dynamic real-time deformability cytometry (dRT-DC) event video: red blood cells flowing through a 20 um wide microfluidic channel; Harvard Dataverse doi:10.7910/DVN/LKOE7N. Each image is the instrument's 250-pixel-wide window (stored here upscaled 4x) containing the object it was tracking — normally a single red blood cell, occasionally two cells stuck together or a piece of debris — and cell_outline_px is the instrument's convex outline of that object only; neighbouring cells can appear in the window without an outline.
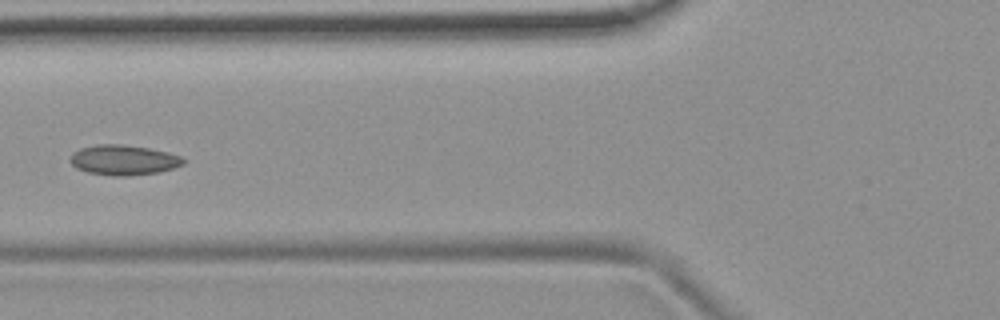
{"species": "common noctule bat (a hibernating species)", "species_latin": "Nyctalus noctula", "temperature_condition": "room temperature", "stored_images_in_passage": 9, "camera_frame_rate_fps": 3000, "um_per_image_px": 0.085, "animal": {"sex": "female", "body_mass_g": 19.9}, "frame": {"image": 1, "passage_image": 6, "time_ms": 6.0, "image_size_px": [1000, 320], "cell_outline_px": [[184, 164], [160, 172], [128, 176], [112, 176], [88, 172], [76, 168], [68, 160], [72, 152], [80, 148], [96, 144], [124, 144], [148, 148], [168, 152], [180, 156], [184, 160]], "centroid_in_image_um": [10.46, 13.6], "position_along_channel_um": 115.3, "area_um2": 20.0}}
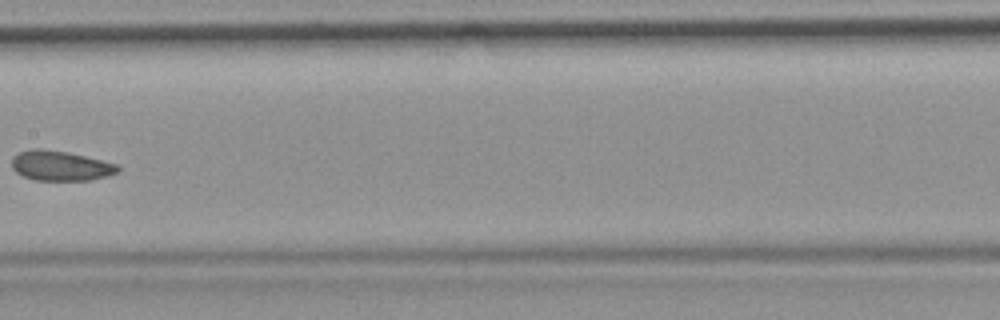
{"frame": {"image": 2, "passage_image": 8, "time_ms": 8.333, "image_size_px": [1000, 320], "cell_outline_px": [[120, 168], [116, 172], [104, 176], [88, 180], [36, 180], [24, 176], [16, 172], [12, 168], [12, 156], [20, 152], [32, 148], [40, 148], [68, 152], [116, 164]], "centroid_in_image_um": [5.08, 14.08], "position_along_channel_um": 202.3, "area_um2": 18.21}}
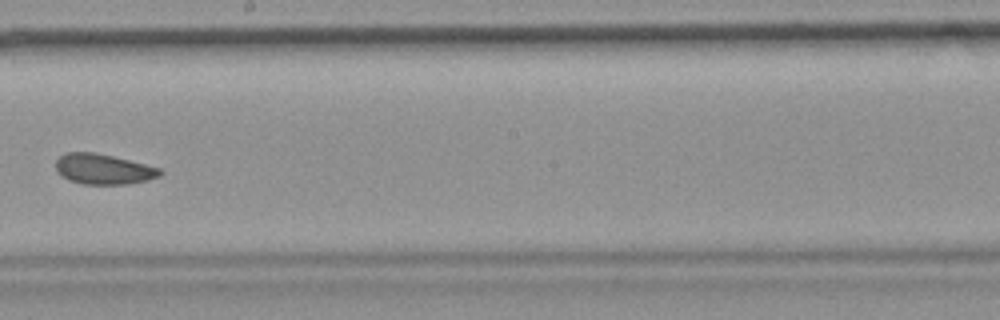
{"frame": {"image": 3, "passage_image": 9, "time_ms": 9.333, "image_size_px": [1000, 320], "cell_outline_px": [[164, 172], [160, 176], [148, 180], [128, 184], [84, 184], [68, 180], [60, 176], [56, 172], [56, 160], [64, 152], [96, 152], [160, 168]], "centroid_in_image_um": [8.76, 14.38], "position_along_channel_um": 239.4, "area_um2": 18.55}}